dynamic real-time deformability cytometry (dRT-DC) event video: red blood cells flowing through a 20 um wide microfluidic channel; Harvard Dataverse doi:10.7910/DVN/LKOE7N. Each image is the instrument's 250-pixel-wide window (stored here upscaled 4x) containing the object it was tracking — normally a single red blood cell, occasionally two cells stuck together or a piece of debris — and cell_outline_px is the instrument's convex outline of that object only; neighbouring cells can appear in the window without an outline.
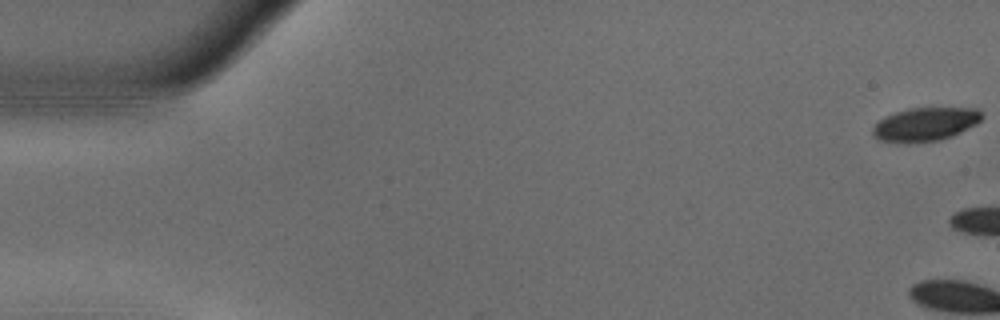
{"species": "common noctule bat (a hibernating species)", "species_latin": "Nyctalus noctula", "temperature_condition": "warm", "stored_images_in_passage": 4, "camera_frame_rate_fps": 3000, "um_per_image_px": 0.085, "animal": {"sex": "male", "body_mass_g": 18.8}, "frame": {"image": 1, "passage_image": 1, "time_ms": 0.0, "image_size_px": [1000, 320], "cell_outline_px": [[984, 116], [976, 124], [952, 136], [940, 140], [908, 144], [904, 144], [876, 140], [872, 136], [872, 128], [884, 116], [908, 108], [980, 108]], "centroid_in_image_um": [78.62, 10.58], "position_along_channel_um": 6.4, "area_um2": 21.73}}